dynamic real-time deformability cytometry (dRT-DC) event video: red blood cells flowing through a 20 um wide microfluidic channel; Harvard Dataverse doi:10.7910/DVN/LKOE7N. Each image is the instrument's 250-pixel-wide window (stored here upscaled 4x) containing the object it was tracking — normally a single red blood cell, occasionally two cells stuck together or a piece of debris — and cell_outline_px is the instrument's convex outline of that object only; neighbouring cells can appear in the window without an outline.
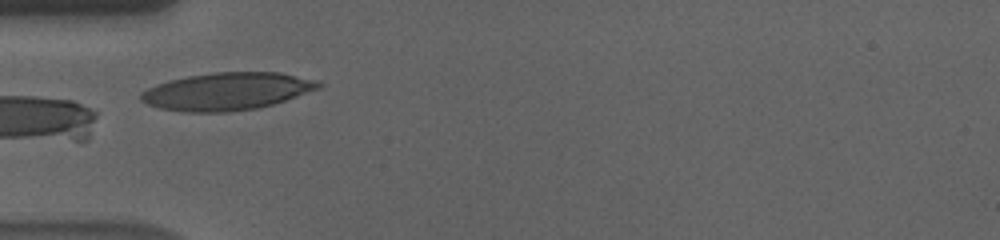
{"species": "human", "species_latin": "Homo sapiens", "temperature_condition": "cold", "stored_images_in_passage": 26, "camera_frame_rate_fps": 3000, "um_per_image_px": 0.085, "donor": {"sex": "male"}, "frame": {"image": 1, "passage_image": 1, "time_ms": 0.0, "image_size_px": [1000, 240], "cell_outline_px": [[324, 88], [272, 104], [256, 108], [228, 112], [180, 112], [160, 108], [148, 104], [140, 100], [140, 92], [156, 84], [168, 80], [188, 76], [216, 72], [280, 72], [320, 80], [324, 84]], "centroid_in_image_um": [19.34, 7.76], "position_along_channel_um": 65.7, "area_um2": 39.25}}